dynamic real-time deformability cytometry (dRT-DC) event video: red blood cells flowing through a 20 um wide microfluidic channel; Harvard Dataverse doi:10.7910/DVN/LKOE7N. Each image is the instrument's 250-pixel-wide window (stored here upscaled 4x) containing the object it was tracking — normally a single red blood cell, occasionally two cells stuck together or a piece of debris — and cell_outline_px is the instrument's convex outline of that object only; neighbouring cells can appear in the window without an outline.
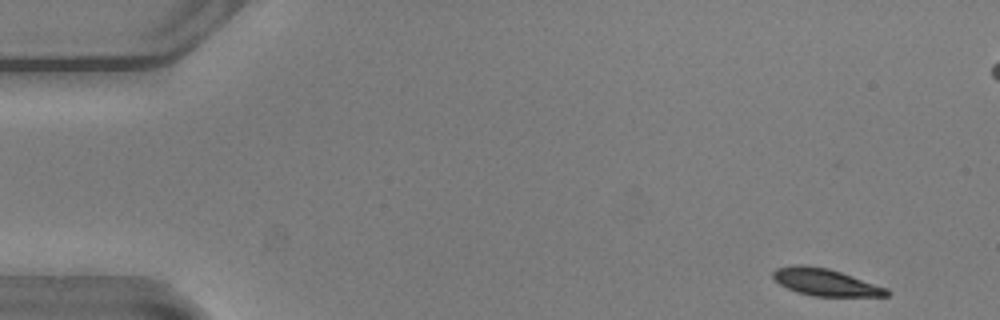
{"species": "common noctule bat (a hibernating species)", "species_latin": "Nyctalus noctula", "temperature_condition": "warm", "stored_images_in_passage": 52, "camera_frame_rate_fps": 3000, "um_per_image_px": 0.085, "animal": {"sex": "male", "body_mass_g": 20.5, "forearm_length_mm": 52.5}, "frame": {"image": 1, "passage_image": 1, "time_ms": 0.0, "image_size_px": [1000, 320], "cell_outline_px": [[888, 296], [812, 296], [796, 292], [780, 284], [772, 276], [772, 272], [776, 268], [792, 264], [804, 264], [828, 268], [888, 288]], "centroid_in_image_um": [70.11, 23.97], "position_along_channel_um": 14.9, "area_um2": 17.92}}
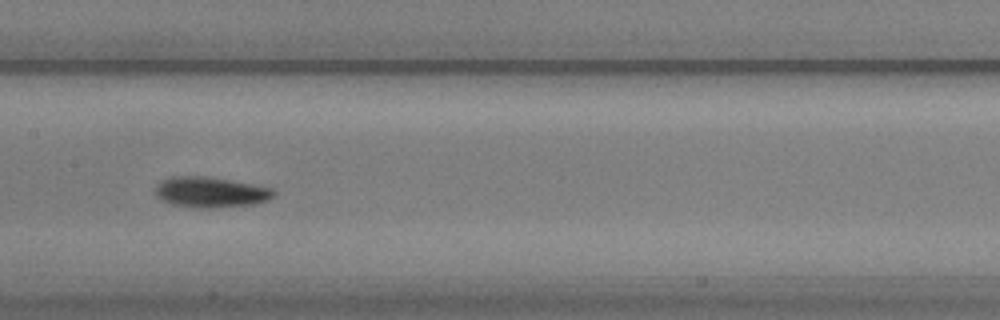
{"frame": {"image": 2, "passage_image": 24, "time_ms": 7.667, "image_size_px": [1000, 320], "cell_outline_px": [[276, 192], [268, 200], [252, 204], [216, 208], [200, 208], [172, 204], [160, 200], [156, 196], [156, 184], [160, 180], [172, 176], [208, 176], [252, 184], [272, 188]], "centroid_in_image_um": [17.86, 16.33], "position_along_channel_um": 189.5, "area_um2": 21.15}}
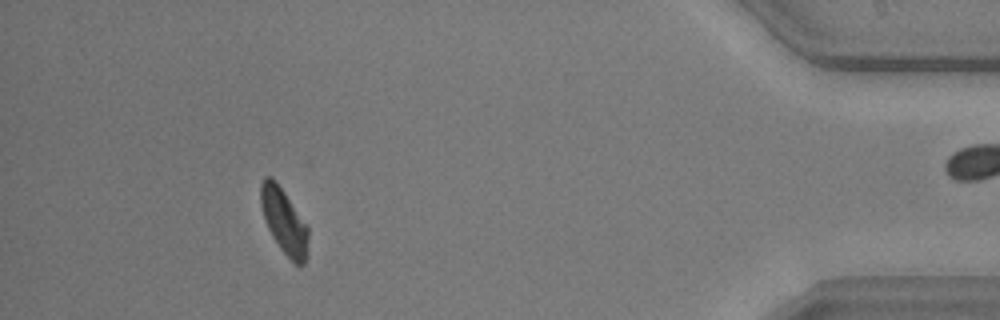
{"frame": {"image": 3, "passage_image": 46, "time_ms": 15.0, "image_size_px": [1000, 320], "cell_outline_px": [[308, 236], [304, 264], [300, 268], [280, 248], [272, 236], [264, 220], [260, 204], [260, 184], [264, 176], [272, 176], [276, 180], [308, 224]], "centroid_in_image_um": [24.13, 18.74], "position_along_channel_um": 411.1, "area_um2": 18.26}}